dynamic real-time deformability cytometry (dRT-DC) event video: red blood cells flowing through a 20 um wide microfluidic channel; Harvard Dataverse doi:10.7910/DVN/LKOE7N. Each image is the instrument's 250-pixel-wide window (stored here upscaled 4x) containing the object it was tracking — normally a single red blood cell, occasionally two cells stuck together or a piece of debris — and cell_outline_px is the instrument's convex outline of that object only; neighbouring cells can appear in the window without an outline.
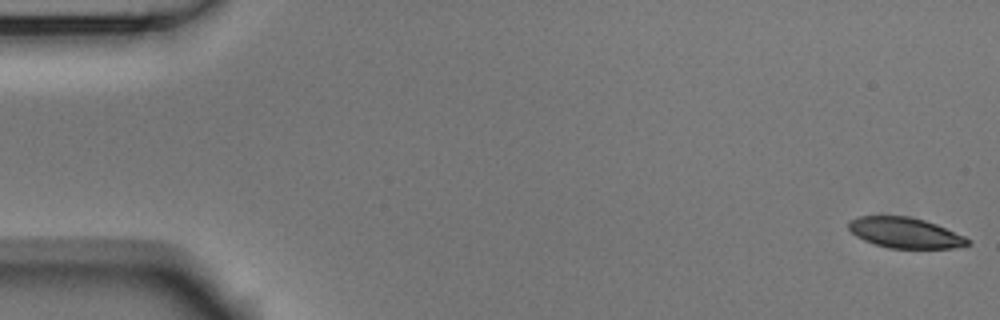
{"species": "Egyptian fruit bat (a non-hibernating species)", "species_latin": "Rousettus aegyptiacus", "temperature_condition": "room temperature", "stored_images_in_passage": 54, "camera_frame_rate_fps": 3000, "um_per_image_px": 0.085, "animal": {"sex": "male"}, "frame": {"image": 1, "passage_image": 1, "time_ms": 0.0, "image_size_px": [1000, 320], "cell_outline_px": [[972, 240], [968, 244], [952, 248], [888, 248], [864, 240], [856, 236], [848, 228], [848, 220], [860, 216], [908, 216], [924, 220], [936, 224], [964, 236]], "centroid_in_image_um": [76.91, 19.78], "position_along_channel_um": 8.1, "area_um2": 21.04}}
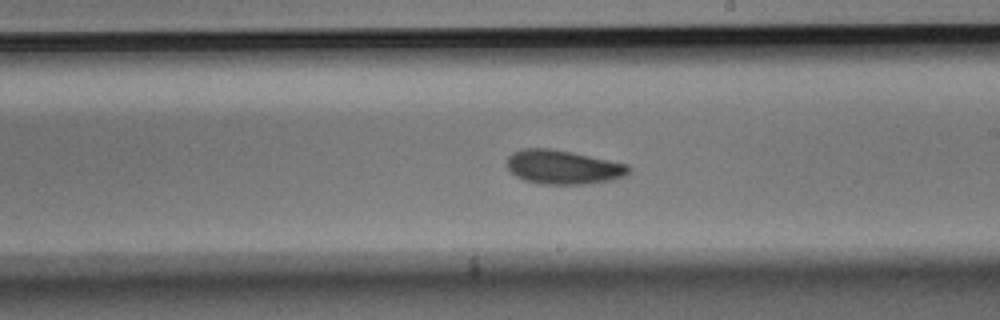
{"frame": {"image": 2, "passage_image": 31, "time_ms": 10.0, "image_size_px": [1000, 320], "cell_outline_px": [[632, 172], [624, 176], [612, 180], [588, 184], [540, 184], [524, 180], [516, 176], [508, 168], [508, 156], [512, 152], [524, 148], [548, 148], [572, 152], [628, 164], [632, 168]], "centroid_in_image_um": [47.9, 14.21], "position_along_channel_um": 241.1, "area_um2": 24.28}}
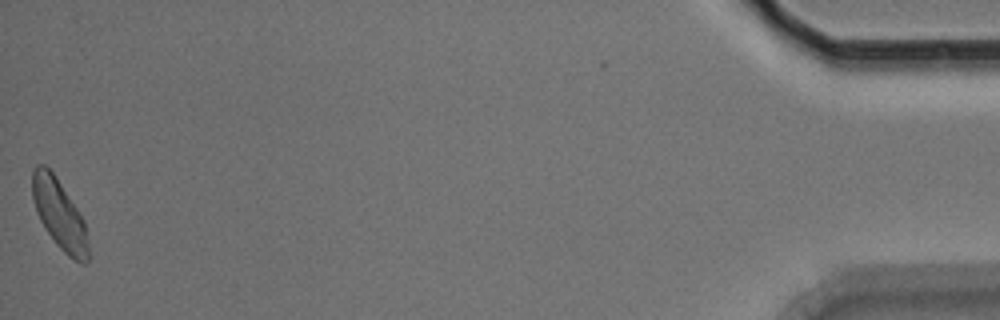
{"frame": {"image": 3, "passage_image": 54, "time_ms": 17.667, "image_size_px": [1000, 320], "cell_outline_px": [[88, 260], [84, 264], [80, 264], [68, 256], [56, 244], [40, 220], [36, 212], [32, 200], [32, 172], [36, 164], [44, 164], [56, 176], [84, 220], [88, 244]], "centroid_in_image_um": [5.03, 18.21], "position_along_channel_um": 430.2, "area_um2": 22.6}, "authors_computed_cell_mechanics": {"area_um2": 23.0911, "velocity_mm_per_s": 3.7218, "shape_relaxation_time_tau1_ms": 4.1386, "shape_relaxation_time_tau2_ms": 5.0053, "deformation_change_tau1": 0.1144, "deformation_change_tau2": 0.1025}}